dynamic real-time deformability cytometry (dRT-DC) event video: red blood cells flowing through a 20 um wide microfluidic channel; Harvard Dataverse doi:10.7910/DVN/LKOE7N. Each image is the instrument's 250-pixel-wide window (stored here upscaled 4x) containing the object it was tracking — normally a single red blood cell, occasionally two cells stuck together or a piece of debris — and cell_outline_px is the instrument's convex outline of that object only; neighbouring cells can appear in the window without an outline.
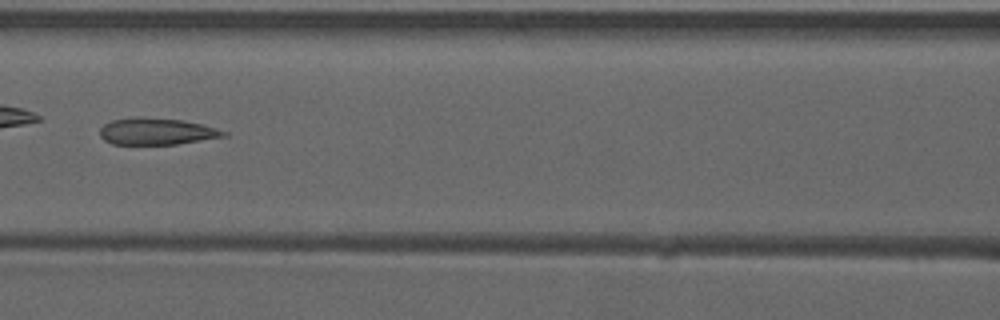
{"species": "common noctule bat (a hibernating species)", "species_latin": "Nyctalus noctula", "temperature_condition": "warm", "stored_images_in_passage": 5, "camera_frame_rate_fps": 3000, "um_per_image_px": 0.085, "animal": {"sex": "male", "forearm_length_mm": 52.5}, "frame": {"image": 1, "passage_image": 5, "time_ms": 1.333, "image_size_px": [1000, 320], "cell_outline_px": [[228, 136], [176, 144], [112, 144], [104, 140], [100, 136], [100, 128], [104, 124], [112, 120], [132, 116], [140, 116], [184, 120], [204, 124], [228, 132]], "centroid_in_image_um": [13.32, 11.15], "position_along_channel_um": 153.3, "area_um2": 19.59}}